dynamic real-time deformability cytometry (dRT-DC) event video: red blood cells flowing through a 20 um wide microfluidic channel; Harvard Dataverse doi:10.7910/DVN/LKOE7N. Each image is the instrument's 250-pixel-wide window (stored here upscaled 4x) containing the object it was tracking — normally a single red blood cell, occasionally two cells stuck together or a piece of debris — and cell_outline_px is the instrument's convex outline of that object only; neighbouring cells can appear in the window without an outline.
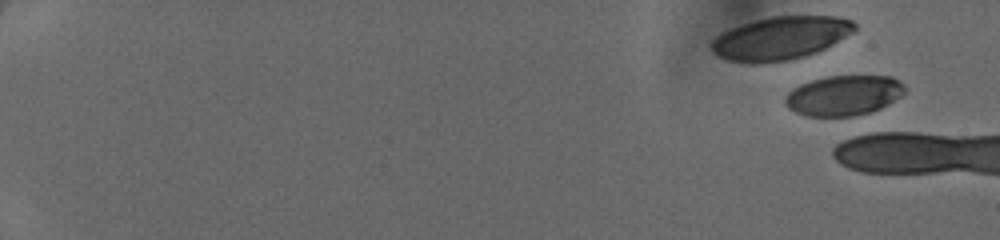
{"species": "human", "species_latin": "Homo sapiens", "temperature_condition": "cold", "stored_images_in_passage": 12, "camera_frame_rate_fps": 3000, "um_per_image_px": 0.085, "donor": {"sex": "female"}, "frame": {"image": 1, "passage_image": 4, "time_ms": 1.0, "image_size_px": [1000, 240], "cell_outline_px": [[904, 92], [900, 96], [880, 108], [868, 112], [852, 116], [808, 116], [796, 112], [788, 108], [784, 104], [784, 96], [792, 88], [800, 84], [812, 80], [828, 76], [892, 76], [904, 84]], "centroid_in_image_um": [71.67, 8.1], "position_along_channel_um": 13.3, "area_um2": 27.86}}